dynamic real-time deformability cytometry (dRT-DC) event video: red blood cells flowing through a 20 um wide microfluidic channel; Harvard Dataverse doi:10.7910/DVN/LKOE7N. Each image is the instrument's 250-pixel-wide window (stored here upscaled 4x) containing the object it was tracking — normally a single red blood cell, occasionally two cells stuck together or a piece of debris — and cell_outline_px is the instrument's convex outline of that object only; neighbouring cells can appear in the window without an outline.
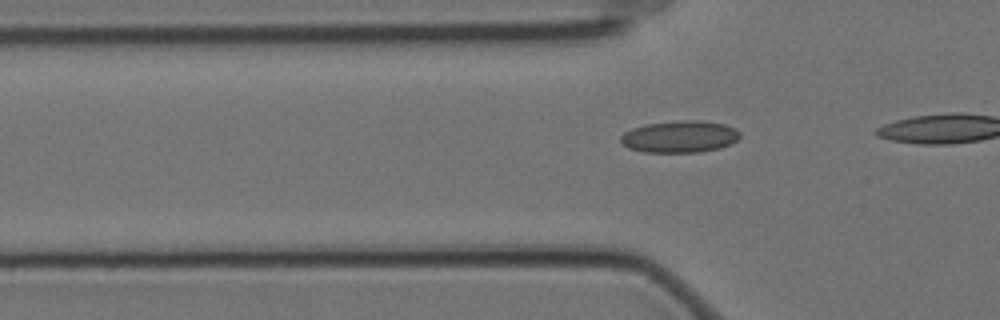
{"species": "Egyptian fruit bat (a non-hibernating species)", "species_latin": "Rousettus aegyptiacus", "temperature_condition": "cold", "stored_images_in_passage": 9, "camera_frame_rate_fps": 3000, "um_per_image_px": 0.085, "animal": {"sex": "female"}, "frame": {"image": 1, "passage_image": 3, "time_ms": 0.667, "image_size_px": [1000, 320], "cell_outline_px": [[740, 136], [732, 144], [720, 148], [700, 152], [644, 152], [628, 148], [620, 140], [620, 136], [624, 132], [632, 128], [648, 124], [684, 120], [700, 120], [724, 124], [736, 128], [740, 132]], "centroid_in_image_um": [57.8, 11.62], "position_along_channel_um": 68.0, "area_um2": 22.2}}
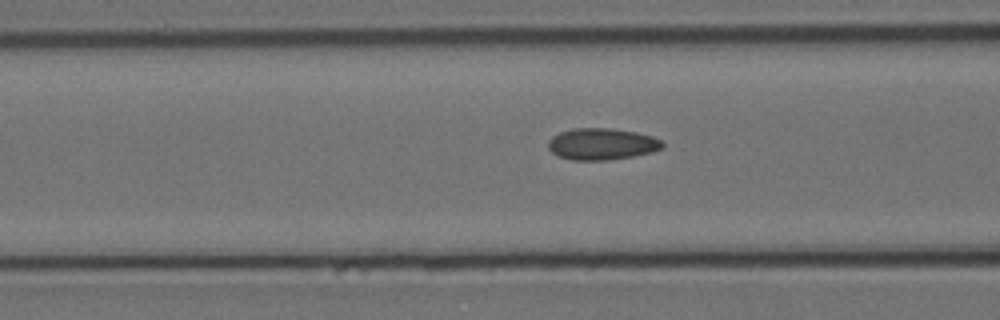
{"frame": {"image": 2, "passage_image": 7, "time_ms": 2.0, "image_size_px": [1000, 320], "cell_outline_px": [[664, 148], [652, 152], [632, 156], [608, 160], [572, 160], [560, 156], [552, 152], [548, 148], [548, 140], [552, 136], [560, 132], [572, 128], [612, 128], [636, 132], [652, 136], [660, 140], [664, 144]], "centroid_in_image_um": [51.15, 12.23], "position_along_channel_um": 115.4, "area_um2": 21.1}}